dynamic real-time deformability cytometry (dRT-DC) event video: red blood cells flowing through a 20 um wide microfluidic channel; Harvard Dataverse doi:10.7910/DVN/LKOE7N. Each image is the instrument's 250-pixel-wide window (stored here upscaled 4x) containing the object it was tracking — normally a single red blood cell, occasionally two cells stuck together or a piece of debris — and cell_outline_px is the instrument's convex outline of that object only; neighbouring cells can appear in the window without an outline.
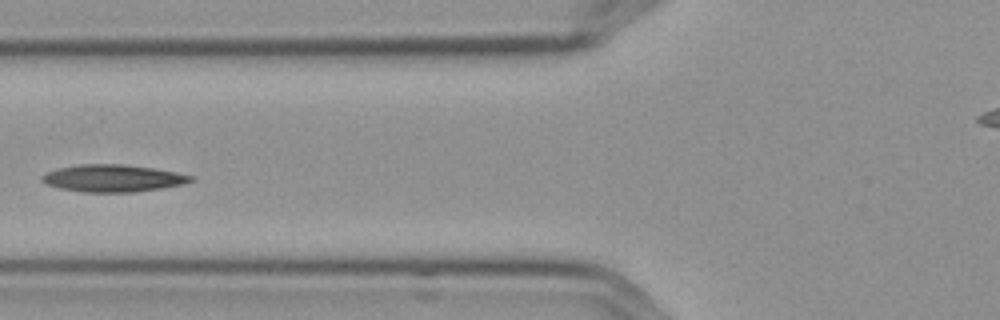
{"species": "Egyptian fruit bat (a non-hibernating species)", "species_latin": "Rousettus aegyptiacus", "temperature_condition": "cold", "stored_images_in_passage": 6, "camera_frame_rate_fps": 3000, "um_per_image_px": 0.085, "frame": {"image": 1, "passage_image": 6, "time_ms": 1.667, "image_size_px": [1000, 320], "cell_outline_px": [[196, 180], [184, 184], [164, 188], [136, 192], [84, 192], [60, 188], [48, 184], [40, 180], [40, 176], [56, 168], [76, 164], [124, 164], [156, 168], [196, 176]], "centroid_in_image_um": [9.66, 15.14], "position_along_channel_um": 116.1, "area_um2": 23.99}}